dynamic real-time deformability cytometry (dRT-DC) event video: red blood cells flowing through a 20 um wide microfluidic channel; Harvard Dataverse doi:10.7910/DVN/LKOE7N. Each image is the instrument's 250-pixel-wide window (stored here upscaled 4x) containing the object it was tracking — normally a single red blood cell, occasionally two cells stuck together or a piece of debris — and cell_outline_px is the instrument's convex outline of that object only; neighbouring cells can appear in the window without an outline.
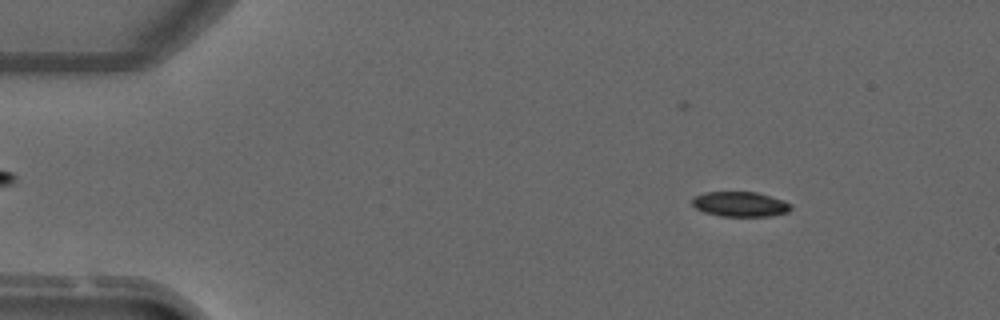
{"species": "common noctule bat (a hibernating species)", "species_latin": "Nyctalus noctula", "temperature_condition": "warm", "stored_images_in_passage": 4, "camera_frame_rate_fps": 3000, "um_per_image_px": 0.085, "animal": {"sex": "male", "forearm_length_mm": 52.5}, "frame": {"image": 1, "passage_image": 1, "time_ms": 0.0, "image_size_px": [1000, 320], "cell_outline_px": [[792, 208], [788, 212], [772, 216], [720, 216], [704, 212], [696, 208], [692, 204], [692, 196], [704, 192], [756, 192], [784, 200], [792, 204]], "centroid_in_image_um": [62.91, 17.35], "position_along_channel_um": 22.1, "area_um2": 14.51}}
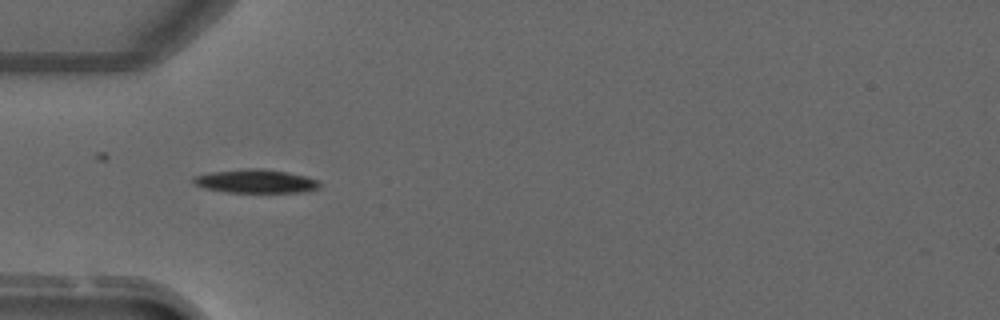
{"frame": {"image": 2, "passage_image": 3, "time_ms": 2.667, "image_size_px": [1000, 320], "cell_outline_px": [[320, 184], [316, 188], [300, 192], [228, 192], [204, 188], [196, 184], [192, 180], [192, 176], [212, 172], [244, 168], [260, 168], [288, 172], [308, 176], [320, 180]], "centroid_in_image_um": [21.74, 15.39], "position_along_channel_um": 63.3, "area_um2": 17.34}}
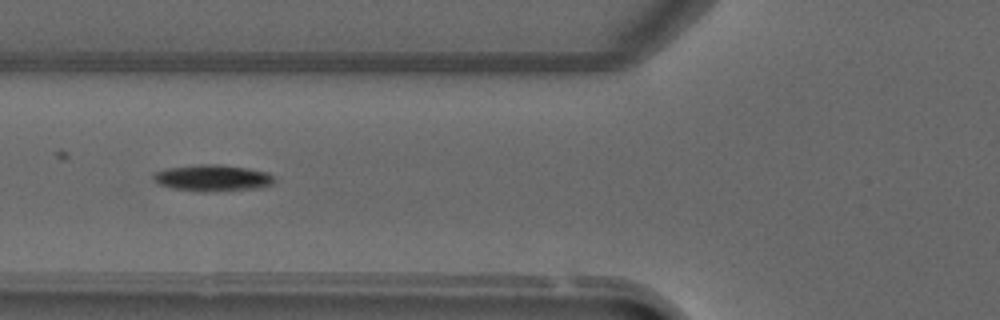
{"frame": {"image": 3, "passage_image": 4, "time_ms": 3.667, "image_size_px": [1000, 320], "cell_outline_px": [[276, 180], [272, 184], [260, 188], [172, 188], [160, 184], [152, 180], [152, 172], [168, 168], [200, 164], [216, 164], [248, 168], [268, 172], [276, 176]], "centroid_in_image_um": [18.09, 15.05], "position_along_channel_um": 107.7, "area_um2": 17.57}}